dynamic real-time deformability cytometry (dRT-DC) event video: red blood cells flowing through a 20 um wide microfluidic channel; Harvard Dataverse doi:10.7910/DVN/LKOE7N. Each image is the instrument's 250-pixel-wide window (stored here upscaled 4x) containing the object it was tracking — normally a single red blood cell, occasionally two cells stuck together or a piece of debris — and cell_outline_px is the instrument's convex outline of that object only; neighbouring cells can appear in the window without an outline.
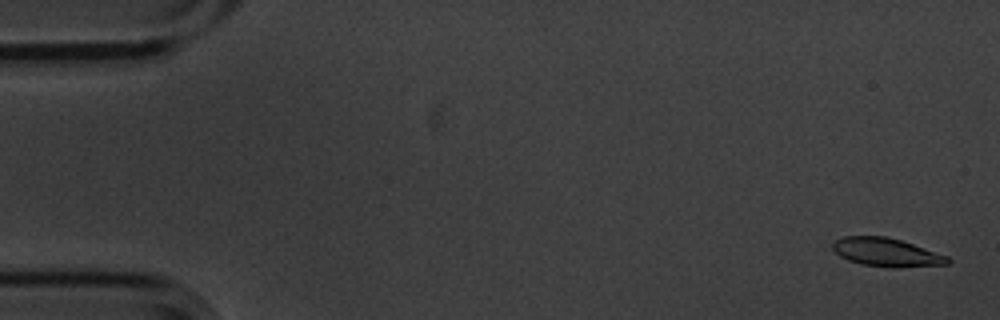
{"species": "common noctule bat (a hibernating species)", "species_latin": "Nyctalus noctula", "temperature_condition": "cold", "stored_images_in_passage": 5, "camera_frame_rate_fps": 3000, "um_per_image_px": 0.085, "animal": {"sex": "male", "body_mass_g": 20.1, "forearm_length_mm": 53.5}, "frame": {"image": 1, "passage_image": 1, "time_ms": 0.0, "image_size_px": [1000, 320], "cell_outline_px": [[952, 260], [948, 264], [892, 268], [860, 264], [848, 260], [840, 256], [832, 248], [832, 244], [836, 240], [844, 236], [888, 236], [948, 256]], "centroid_in_image_um": [75.34, 21.45], "position_along_channel_um": 9.7, "area_um2": 19.02}}
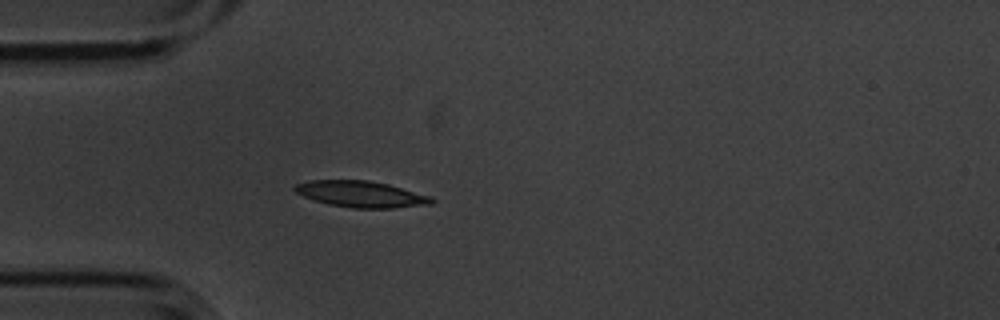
{"frame": {"image": 2, "passage_image": 5, "time_ms": 1.333, "image_size_px": [1000, 320], "cell_outline_px": [[436, 200], [432, 204], [392, 208], [352, 208], [328, 204], [304, 196], [296, 192], [292, 188], [296, 184], [308, 180], [368, 180], [388, 184], [432, 196]], "centroid_in_image_um": [30.72, 16.5], "position_along_channel_um": 54.3, "area_um2": 20.98}}